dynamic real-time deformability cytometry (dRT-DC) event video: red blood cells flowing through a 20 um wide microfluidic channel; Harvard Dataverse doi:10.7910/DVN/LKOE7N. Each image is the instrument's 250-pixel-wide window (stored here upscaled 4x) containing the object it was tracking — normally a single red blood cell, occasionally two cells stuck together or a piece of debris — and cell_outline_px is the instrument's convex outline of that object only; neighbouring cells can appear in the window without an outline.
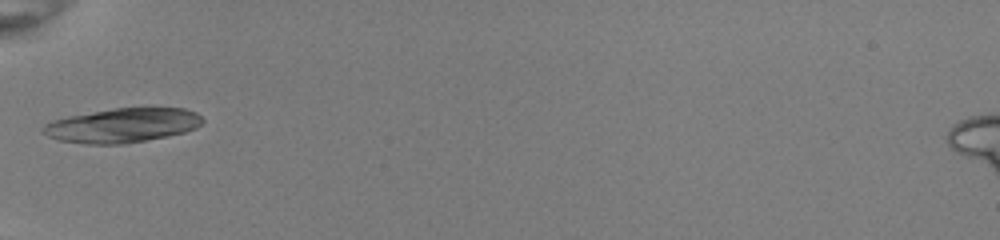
{"species": "common noctule bat (a hibernating species)", "species_latin": "Nyctalus noctula", "temperature_condition": "room temperature", "stored_images_in_passage": 33, "camera_frame_rate_fps": 3000, "um_per_image_px": 0.085, "animal": {"sex": "female", "body_mass_g": 22.0, "forearm_length_mm": 56.7}, "frame": {"image": 1, "passage_image": 1, "time_ms": 0.0, "image_size_px": [1000, 240], "cell_outline_px": [[204, 120], [196, 128], [184, 132], [124, 144], [88, 144], [60, 140], [48, 136], [40, 132], [40, 128], [44, 124], [52, 120], [68, 116], [112, 108], [184, 108], [196, 112]], "centroid_in_image_um": [10.36, 10.65], "position_along_channel_um": 74.6, "area_um2": 31.79}}
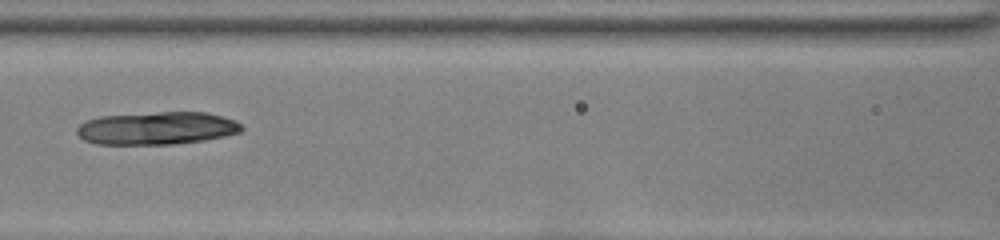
{"frame": {"image": 2, "passage_image": 7, "time_ms": 2.0, "image_size_px": [1000, 240], "cell_outline_px": [[244, 128], [240, 132], [224, 136], [204, 140], [172, 144], [96, 144], [84, 140], [76, 132], [76, 128], [80, 124], [88, 120], [100, 116], [160, 112], [204, 112], [224, 116], [236, 120]], "centroid_in_image_um": [13.35, 10.89], "position_along_channel_um": 153.3, "area_um2": 31.44}}
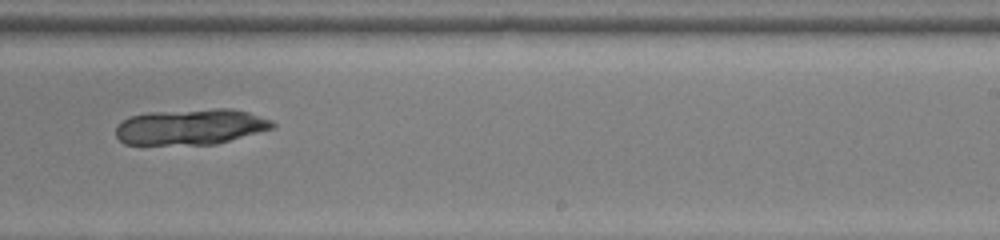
{"frame": {"image": 3, "passage_image": 16, "time_ms": 5.0, "image_size_px": [1000, 240], "cell_outline_px": [[276, 128], [216, 144], [124, 144], [116, 136], [116, 128], [128, 116], [148, 112], [216, 108], [232, 108], [248, 112], [272, 120], [276, 124]], "centroid_in_image_um": [16.25, 10.77], "position_along_channel_um": 272.7, "area_um2": 32.83}}